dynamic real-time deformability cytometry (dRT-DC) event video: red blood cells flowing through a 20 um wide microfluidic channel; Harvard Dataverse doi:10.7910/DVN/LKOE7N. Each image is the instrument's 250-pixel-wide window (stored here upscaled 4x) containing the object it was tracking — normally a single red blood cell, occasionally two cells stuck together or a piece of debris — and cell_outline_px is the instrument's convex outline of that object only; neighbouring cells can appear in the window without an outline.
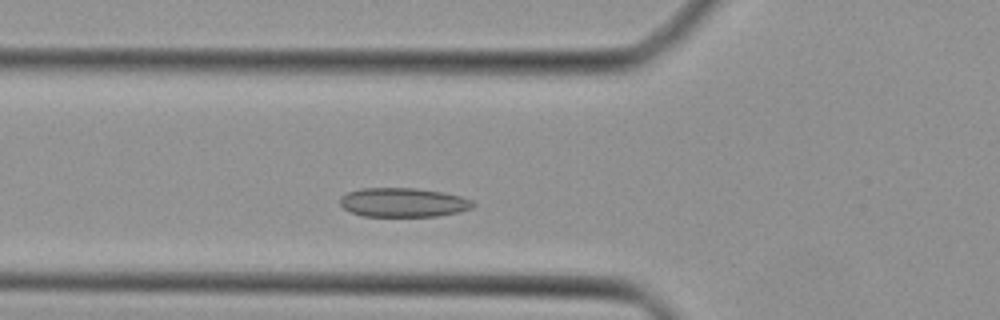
{"species": "Egyptian fruit bat (a non-hibernating species)", "species_latin": "Rousettus aegyptiacus", "temperature_condition": "cold", "stored_images_in_passage": 31, "camera_frame_rate_fps": 3000, "um_per_image_px": 0.085, "animal": {"sex": "female"}, "frame": {"image": 1, "passage_image": 2, "time_ms": 0.333, "image_size_px": [1000, 320], "cell_outline_px": [[476, 204], [472, 208], [460, 212], [440, 216], [364, 216], [348, 212], [340, 204], [340, 196], [348, 192], [360, 188], [416, 188], [444, 192], [460, 196], [472, 200]], "centroid_in_image_um": [34.28, 17.21], "position_along_channel_um": 91.5, "area_um2": 22.83}}
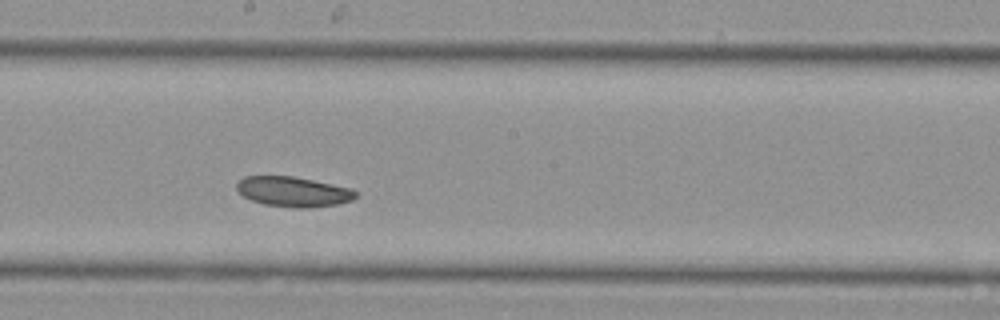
{"frame": {"image": 2, "passage_image": 11, "time_ms": 3.333, "image_size_px": [1000, 320], "cell_outline_px": [[360, 192], [352, 200], [336, 204], [308, 208], [296, 208], [264, 204], [252, 200], [244, 196], [236, 188], [236, 184], [244, 176], [292, 176], [352, 188]], "centroid_in_image_um": [24.96, 16.29], "position_along_channel_um": 223.2, "area_um2": 20.75}}
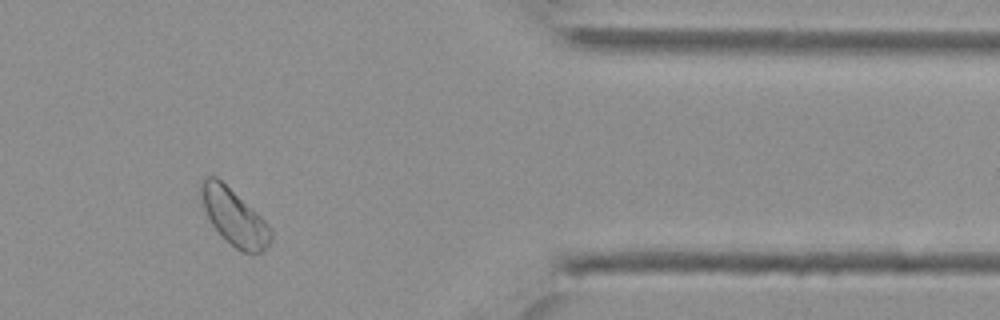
{"frame": {"image": 3, "passage_image": 24, "time_ms": 7.667, "image_size_px": [1000, 320], "cell_outline_px": [[272, 236], [268, 244], [260, 252], [240, 252], [212, 224], [204, 208], [200, 192], [200, 180], [204, 176], [216, 176], [256, 212], [272, 228]], "centroid_in_image_um": [19.89, 18.41], "position_along_channel_um": 391.5, "area_um2": 22.2}}